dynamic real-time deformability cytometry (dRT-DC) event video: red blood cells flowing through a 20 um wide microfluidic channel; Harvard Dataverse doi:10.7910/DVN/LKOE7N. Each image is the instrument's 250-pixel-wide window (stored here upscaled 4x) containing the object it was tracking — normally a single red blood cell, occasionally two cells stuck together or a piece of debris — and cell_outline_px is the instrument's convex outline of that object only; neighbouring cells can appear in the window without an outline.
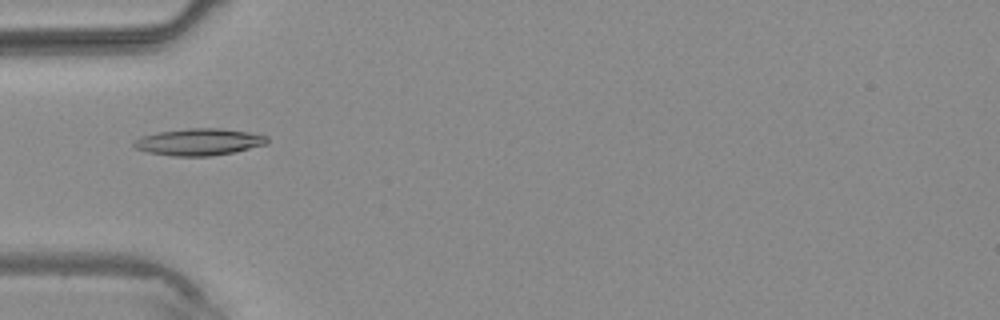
{"species": "common noctule bat (a hibernating species)", "species_latin": "Nyctalus noctula", "temperature_condition": "warm", "stored_images_in_passage": 4, "camera_frame_rate_fps": 3000, "um_per_image_px": 0.085, "animal": {"sex": "male", "body_mass_g": 20.4}, "frame": {"image": 1, "passage_image": 4, "time_ms": 3.333, "image_size_px": [1000, 320], "cell_outline_px": [[268, 144], [236, 152], [212, 156], [172, 156], [148, 152], [136, 148], [132, 144], [140, 136], [156, 132], [188, 128], [220, 128], [248, 132], [268, 136]], "centroid_in_image_um": [16.94, 12.06], "position_along_channel_um": 68.1, "area_um2": 21.04}}